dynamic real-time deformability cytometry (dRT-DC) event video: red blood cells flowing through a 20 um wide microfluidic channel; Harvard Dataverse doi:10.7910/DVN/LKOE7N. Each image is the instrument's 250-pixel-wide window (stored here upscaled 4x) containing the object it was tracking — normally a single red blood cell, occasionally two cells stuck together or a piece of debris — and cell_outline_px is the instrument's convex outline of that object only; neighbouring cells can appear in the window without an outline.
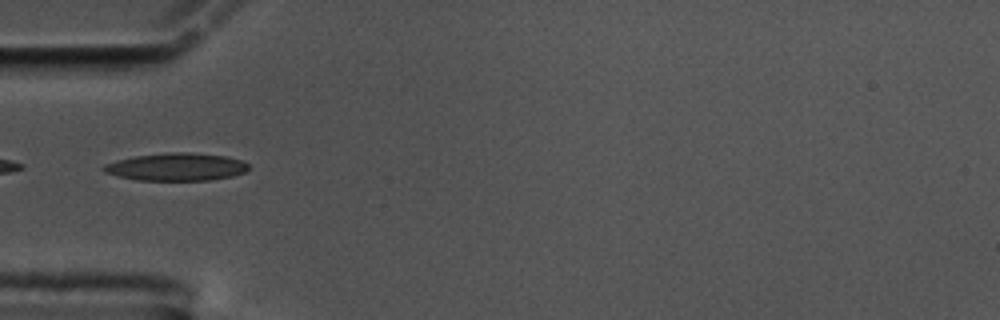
{"species": "common noctule bat (a hibernating species)", "species_latin": "Nyctalus noctula", "temperature_condition": "cold", "stored_images_in_passage": 38, "camera_frame_rate_fps": 3000, "um_per_image_px": 0.085, "animal": {"sex": "male", "body_mass_g": 17.5, "forearm_length_mm": 52.3}, "frame": {"image": 1, "passage_image": 1, "time_ms": 0.0, "image_size_px": [1000, 320], "cell_outline_px": [[248, 168], [244, 172], [232, 176], [208, 180], [136, 180], [104, 172], [100, 168], [104, 164], [116, 160], [136, 156], [168, 152], [188, 152], [228, 156], [240, 160], [248, 164]], "centroid_in_image_um": [14.97, 14.18], "position_along_channel_um": 70.0, "area_um2": 23.29}, "authors_computed_cell_mechanics": {"area_um2": 22.0507, "velocity_mm_per_s": 3.4905, "shape_relaxation_time_tau1_ms": 4.4627, "shape_relaxation_time_tau2_ms": 4.4607, "deformation_change_tau1": 0.1714, "deformation_change_tau2": 0.1355}}